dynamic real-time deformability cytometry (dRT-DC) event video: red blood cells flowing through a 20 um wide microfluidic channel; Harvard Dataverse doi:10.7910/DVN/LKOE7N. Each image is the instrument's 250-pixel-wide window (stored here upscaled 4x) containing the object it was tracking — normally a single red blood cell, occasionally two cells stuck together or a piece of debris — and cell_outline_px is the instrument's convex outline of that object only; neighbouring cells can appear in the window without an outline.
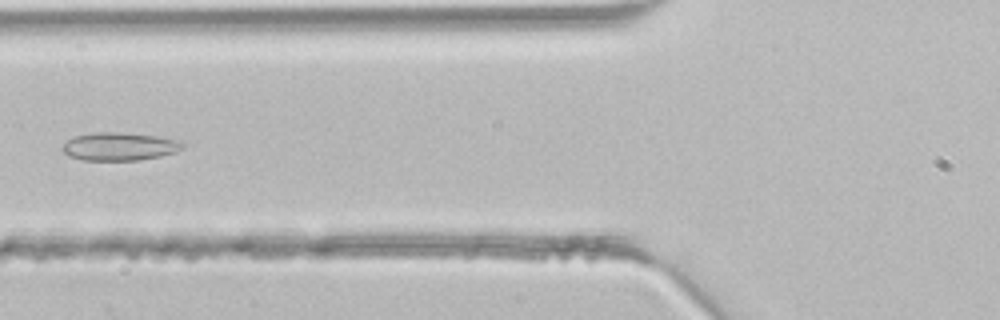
{"species": "common noctule bat (a hibernating species)", "species_latin": "Nyctalus noctula", "temperature_condition": "room temperature", "stored_images_in_passage": 42, "segment_of_instrument_passage": [1, 2], "camera_frame_rate_fps": 3000, "um_per_image_px": 0.085, "animal": {"sex": "male", "body_mass_g": 21.5, "forearm_length_mm": 52.0}, "frame": {"image": 1, "passage_image": 16, "time_ms": 5.0, "image_size_px": [1000, 320], "cell_outline_px": [[184, 148], [176, 152], [160, 156], [140, 160], [84, 160], [68, 156], [60, 148], [72, 136], [92, 132], [116, 132], [156, 136], [180, 140], [184, 144]], "centroid_in_image_um": [10.14, 12.45], "position_along_channel_um": 115.7, "area_um2": 19.77}}
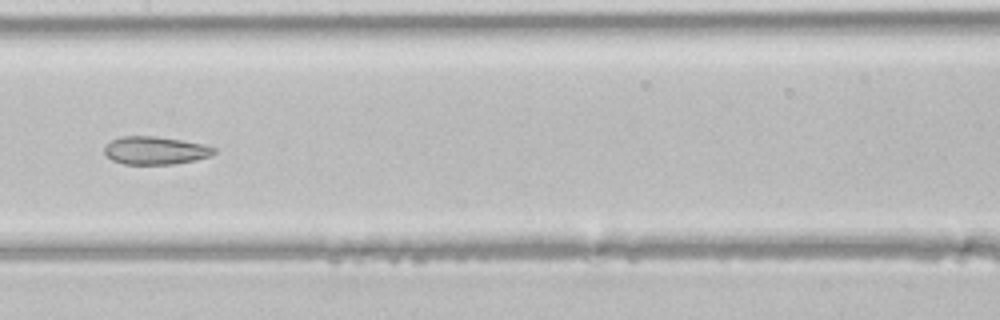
{"frame": {"image": 2, "passage_image": 21, "time_ms": 6.667, "image_size_px": [1000, 320], "cell_outline_px": [[216, 152], [212, 156], [196, 160], [172, 164], [124, 164], [112, 160], [104, 152], [104, 148], [112, 140], [120, 136], [156, 136], [204, 144], [216, 148]], "centroid_in_image_um": [13.23, 12.79], "position_along_channel_um": 194.2, "area_um2": 17.86}}
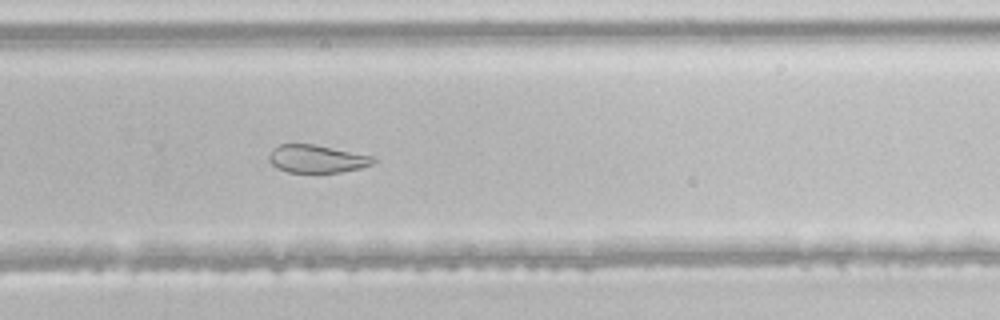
{"frame": {"image": 3, "passage_image": 28, "time_ms": 9.0, "image_size_px": [1000, 320], "cell_outline_px": [[376, 160], [372, 164], [360, 168], [340, 172], [288, 172], [276, 168], [268, 160], [268, 156], [272, 148], [280, 144], [312, 144], [376, 156]], "centroid_in_image_um": [26.92, 13.49], "position_along_channel_um": 302.9, "area_um2": 16.99}}